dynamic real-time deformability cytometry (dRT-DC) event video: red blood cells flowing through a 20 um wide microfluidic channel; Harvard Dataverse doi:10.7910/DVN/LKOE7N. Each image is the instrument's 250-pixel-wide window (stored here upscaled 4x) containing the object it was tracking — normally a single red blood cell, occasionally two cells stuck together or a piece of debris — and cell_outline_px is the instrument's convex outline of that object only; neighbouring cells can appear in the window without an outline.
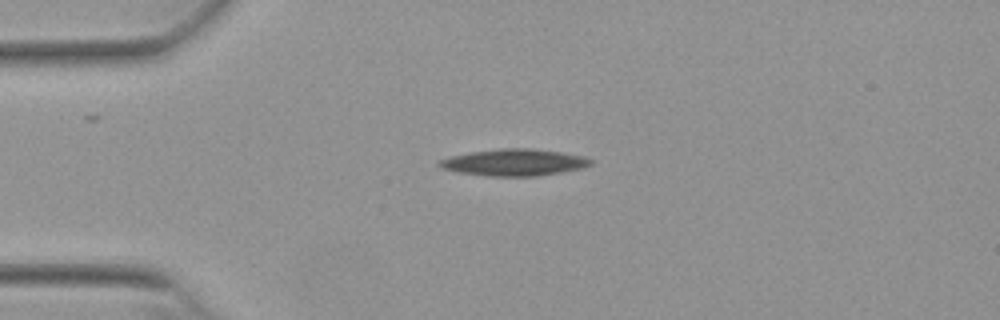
{"species": "Egyptian fruit bat (a non-hibernating species)", "species_latin": "Rousettus aegyptiacus", "temperature_condition": "warm", "stored_images_in_passage": 44, "camera_frame_rate_fps": 3000, "um_per_image_px": 0.085, "animal": {"sex": "female"}, "frame": {"image": 1, "passage_image": 1, "time_ms": 0.0, "image_size_px": [1000, 320], "cell_outline_px": [[592, 164], [580, 168], [560, 172], [536, 176], [488, 176], [460, 172], [444, 168], [436, 164], [440, 160], [452, 156], [472, 152], [504, 148], [528, 148], [560, 152], [584, 156], [592, 160]], "centroid_in_image_um": [43.72, 13.8], "position_along_channel_um": 41.3, "area_um2": 23.12}}
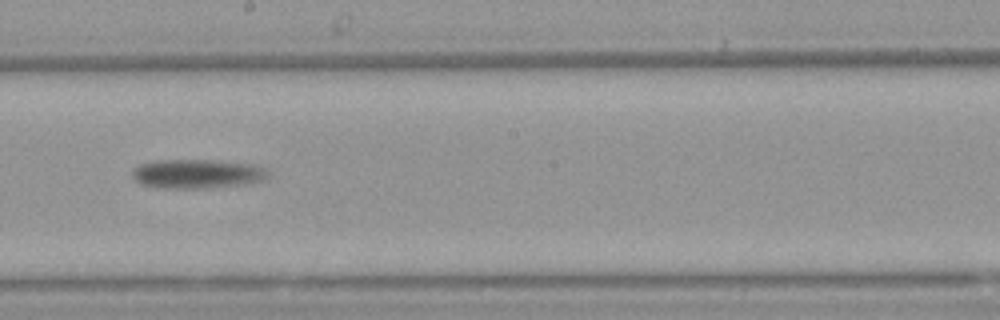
{"frame": {"image": 2, "passage_image": 19, "time_ms": 6.0, "image_size_px": [1000, 320], "cell_outline_px": [[268, 176], [264, 180], [244, 184], [208, 188], [156, 188], [140, 184], [132, 176], [132, 172], [140, 164], [156, 160], [220, 160], [260, 164], [268, 172]], "centroid_in_image_um": [16.8, 14.77], "position_along_channel_um": 231.4, "area_um2": 23.41}}
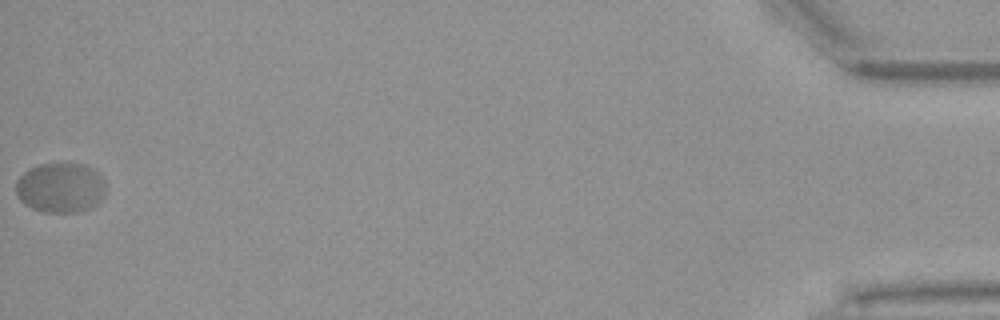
{"frame": {"image": 3, "passage_image": 44, "time_ms": 14.333, "image_size_px": [1000, 320], "cell_outline_px": [[104, 196], [96, 204], [88, 208], [76, 212], [44, 212], [32, 208], [24, 204], [16, 196], [16, 180], [28, 168], [40, 164], [84, 164], [92, 168], [104, 180]], "centroid_in_image_um": [5.1, 15.95], "position_along_channel_um": 430.1, "area_um2": 26.07}, "authors_computed_cell_mechanics": {"area_um2": 23.409, "velocity_mm_per_s": 3.6193, "shape_relaxation_time_tau1_ms": 8.2285, "shape_relaxation_time_tau2_ms": null, "deformation_change_tau1": 0.1514, "deformation_change_tau2": null}}